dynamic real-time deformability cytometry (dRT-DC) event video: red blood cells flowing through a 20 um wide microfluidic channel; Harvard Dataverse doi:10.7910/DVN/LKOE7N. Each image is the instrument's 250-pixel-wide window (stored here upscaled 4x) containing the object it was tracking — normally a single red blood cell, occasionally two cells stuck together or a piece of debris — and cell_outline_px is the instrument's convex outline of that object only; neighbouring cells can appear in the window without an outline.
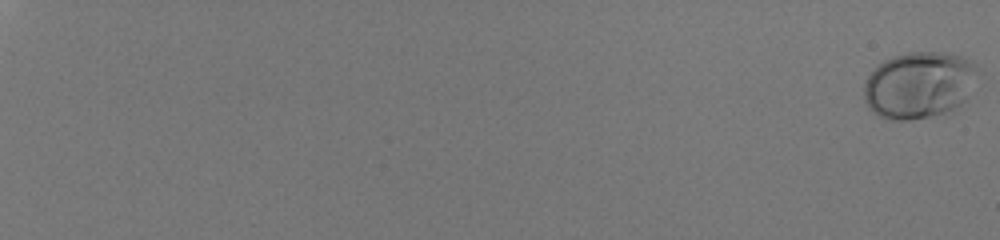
{"species": "human", "species_latin": "Homo sapiens", "temperature_condition": "room temperature", "stored_images_in_passage": 51, "camera_frame_rate_fps": 3000, "um_per_image_px": 0.085, "donor": {"sex": "male"}, "frame": {"image": 1, "passage_image": 1, "time_ms": 0.0, "image_size_px": [1000, 240], "cell_outline_px": [[980, 72], [964, 100], [960, 104], [944, 112], [928, 116], [908, 120], [892, 120], [880, 116], [872, 112], [868, 108], [864, 100], [864, 84], [868, 76], [884, 60], [892, 56], [908, 52], [952, 52], [964, 56], [972, 60], [980, 68]], "centroid_in_image_um": [78.14, 7.19], "position_along_channel_um": 6.9, "area_um2": 44.45}}
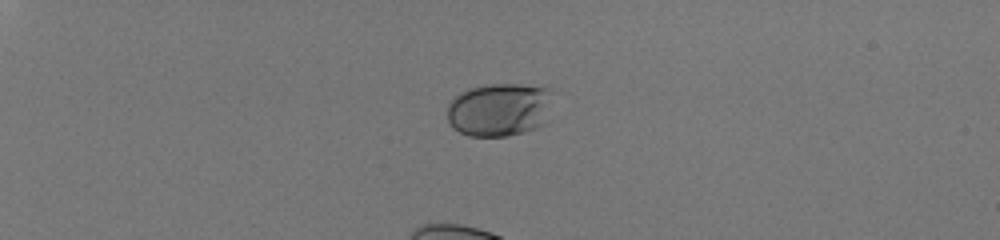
{"frame": {"image": 2, "passage_image": 19, "time_ms": 6.0, "image_size_px": [1000, 240], "cell_outline_px": [[552, 92], [548, 124], [524, 132], [508, 136], [468, 136], [452, 128], [448, 120], [448, 104], [460, 92], [468, 88], [488, 84], [520, 84], [544, 88]], "centroid_in_image_um": [42.47, 9.33], "position_along_channel_um": 42.5, "area_um2": 33.29}}